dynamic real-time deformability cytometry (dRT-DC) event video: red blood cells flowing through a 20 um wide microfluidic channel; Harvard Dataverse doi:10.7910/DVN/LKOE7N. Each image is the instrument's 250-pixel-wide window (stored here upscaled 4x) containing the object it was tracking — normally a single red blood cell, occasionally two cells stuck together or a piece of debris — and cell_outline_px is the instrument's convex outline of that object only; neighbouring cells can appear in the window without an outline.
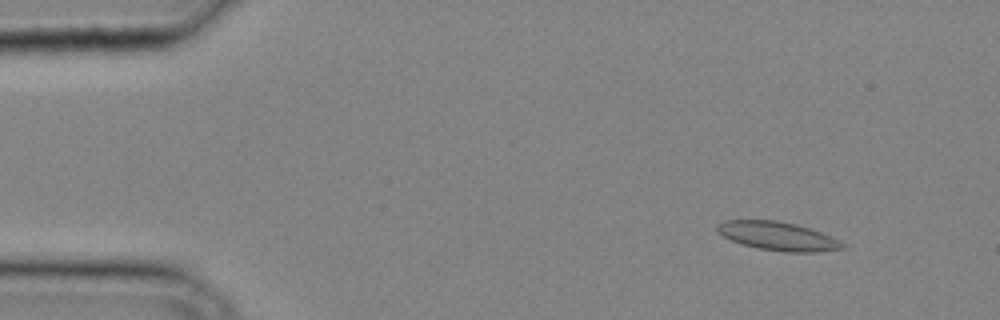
{"species": "common noctule bat (a hibernating species)", "species_latin": "Nyctalus noctula", "temperature_condition": "cold", "stored_images_in_passage": 35, "camera_frame_rate_fps": 3000, "um_per_image_px": 0.085, "animal": {"sex": "male", "body_mass_g": 20.4}, "frame": {"image": 1, "passage_image": 4, "time_ms": 1.0, "image_size_px": [1000, 320], "cell_outline_px": [[844, 248], [820, 252], [784, 252], [760, 248], [744, 244], [732, 240], [724, 236], [716, 228], [716, 224], [724, 220], [776, 220], [796, 224], [820, 232], [840, 240], [844, 244]], "centroid_in_image_um": [66.13, 20.06], "position_along_channel_um": 18.9, "area_um2": 20.63}}
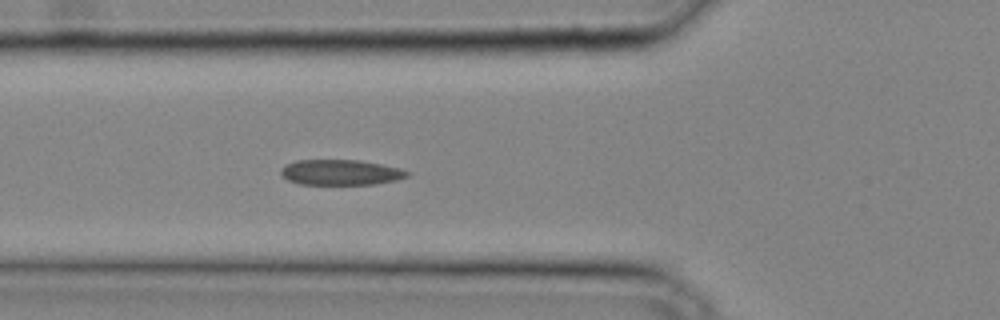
{"frame": {"image": 2, "passage_image": 13, "time_ms": 4.0, "image_size_px": [1000, 320], "cell_outline_px": [[412, 172], [408, 176], [396, 180], [376, 184], [300, 184], [288, 180], [280, 172], [288, 164], [296, 160], [356, 160], [380, 164], [400, 168]], "centroid_in_image_um": [29.01, 14.65], "position_along_channel_um": 96.8, "area_um2": 18.5}}
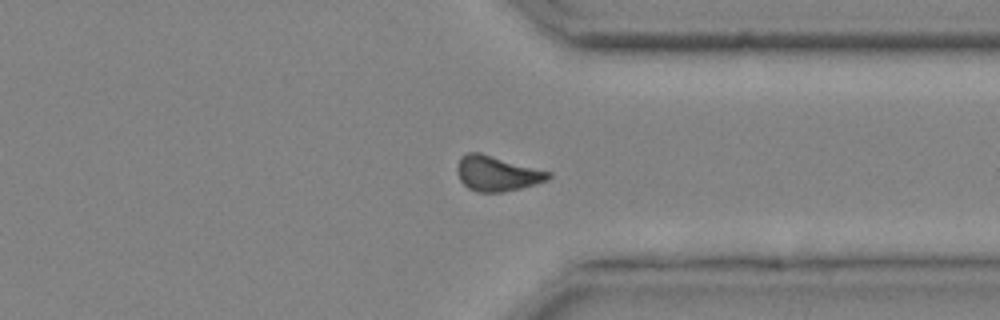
{"frame": {"image": 3, "passage_image": 28, "time_ms": 9.0, "image_size_px": [1000, 320], "cell_outline_px": [[552, 176], [548, 180], [536, 184], [504, 192], [476, 192], [468, 188], [460, 180], [456, 172], [456, 168], [460, 156], [468, 152], [480, 152], [552, 172]], "centroid_in_image_um": [42.24, 14.74], "position_along_channel_um": 369.2, "area_um2": 18.9}}